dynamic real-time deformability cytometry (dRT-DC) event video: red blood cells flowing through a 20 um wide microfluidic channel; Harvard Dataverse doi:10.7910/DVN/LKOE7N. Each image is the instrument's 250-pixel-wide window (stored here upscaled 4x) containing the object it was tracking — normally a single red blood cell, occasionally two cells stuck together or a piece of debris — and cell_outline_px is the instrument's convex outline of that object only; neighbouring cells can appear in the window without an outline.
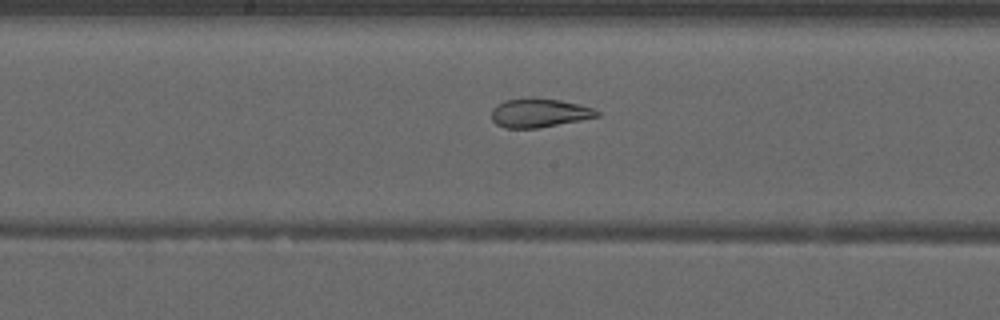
{"species": "common noctule bat (a hibernating species)", "species_latin": "Nyctalus noctula", "temperature_condition": "warm", "stored_images_in_passage": 42, "camera_frame_rate_fps": 3000, "um_per_image_px": 0.085, "animal": {"sex": "male", "forearm_length_mm": 52.5}, "frame": {"image": 1, "passage_image": 18, "time_ms": 5.667, "image_size_px": [1000, 320], "cell_outline_px": [[600, 116], [540, 128], [504, 128], [496, 124], [492, 120], [492, 108], [496, 104], [504, 100], [528, 96], [532, 96], [560, 100], [592, 108], [600, 112]], "centroid_in_image_um": [45.78, 9.58], "position_along_channel_um": 202.4, "area_um2": 18.03}}
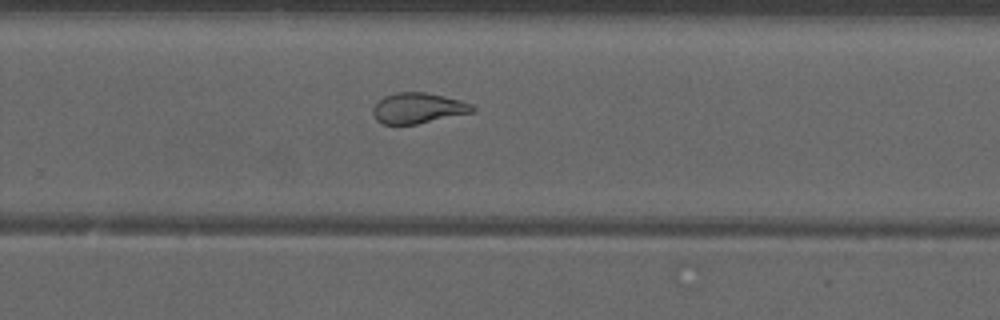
{"frame": {"image": 2, "passage_image": 25, "time_ms": 8.0, "image_size_px": [1000, 320], "cell_outline_px": [[476, 108], [472, 112], [416, 124], [384, 124], [376, 120], [372, 112], [372, 108], [384, 96], [396, 92], [424, 92], [444, 96], [460, 100], [472, 104]], "centroid_in_image_um": [35.52, 9.18], "position_along_channel_um": 294.3, "area_um2": 17.57}}
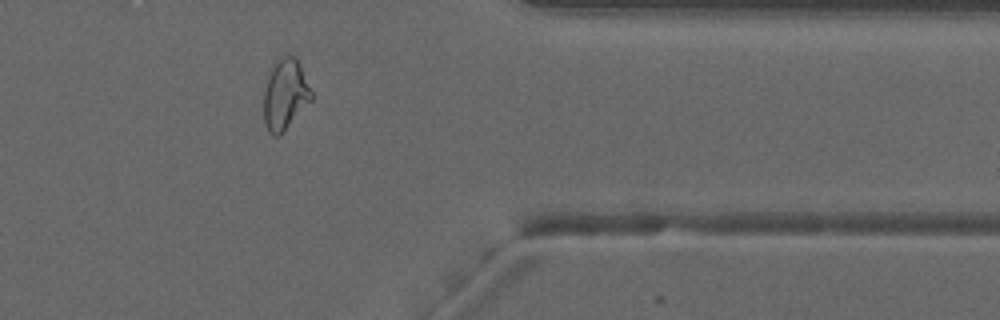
{"frame": {"image": 3, "passage_image": 33, "time_ms": 10.667, "image_size_px": [1000, 320], "cell_outline_px": [[312, 100], [280, 136], [272, 136], [268, 132], [264, 124], [264, 88], [268, 76], [276, 60], [280, 56], [296, 56], [300, 64], [312, 92]], "centroid_in_image_um": [24.23, 8.05], "position_along_channel_um": 387.2, "area_um2": 19.77}, "authors_computed_cell_mechanics": {"area_um2": 20.0566, "velocity_mm_per_s": 3.964, "shape_relaxation_time_tau1_ms": null, "shape_relaxation_time_tau2_ms": 1.5098, "deformation_change_tau1": null, "deformation_change_tau2": 0.0821}}